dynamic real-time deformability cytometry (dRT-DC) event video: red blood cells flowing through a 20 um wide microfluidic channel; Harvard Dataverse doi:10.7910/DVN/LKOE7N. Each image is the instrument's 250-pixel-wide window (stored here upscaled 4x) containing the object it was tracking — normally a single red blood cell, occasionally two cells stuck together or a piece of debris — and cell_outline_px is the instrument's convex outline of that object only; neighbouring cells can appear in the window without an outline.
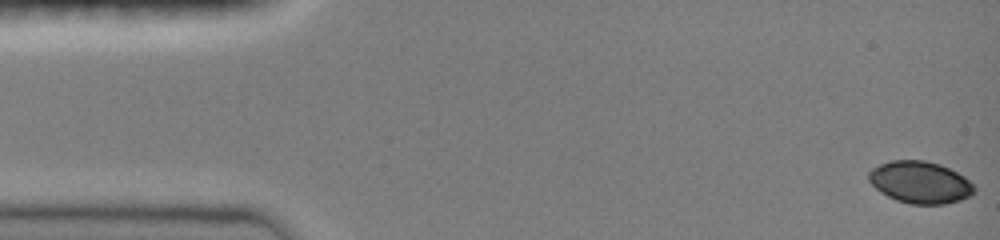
{"species": "common noctule bat (a hibernating species)", "species_latin": "Nyctalus noctula", "temperature_condition": "room temperature", "stored_images_in_passage": 44, "camera_frame_rate_fps": 3000, "um_per_image_px": 0.085, "animal": {"sex": "female", "body_mass_g": 19.0, "forearm_length_mm": 51.5}, "frame": {"image": 1, "passage_image": 1, "time_ms": 0.0, "image_size_px": [1000, 240], "cell_outline_px": [[976, 188], [968, 196], [960, 200], [944, 204], [912, 204], [896, 200], [880, 192], [868, 180], [868, 172], [872, 168], [880, 164], [892, 160], [924, 160], [940, 164], [964, 176]], "centroid_in_image_um": [78.18, 15.49], "position_along_channel_um": 6.8, "area_um2": 25.66}}
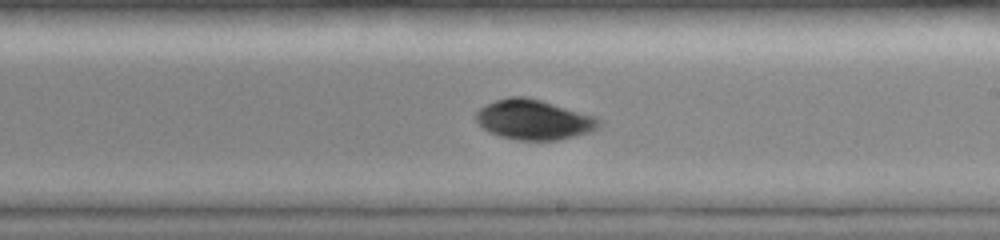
{"frame": {"image": 2, "passage_image": 28, "time_ms": 9.0, "image_size_px": [1000, 240], "cell_outline_px": [[600, 128], [592, 132], [556, 140], [520, 140], [500, 136], [488, 132], [476, 120], [476, 112], [484, 104], [508, 96], [528, 96], [596, 116], [600, 120]], "centroid_in_image_um": [45.39, 10.16], "position_along_channel_um": 243.6, "area_um2": 28.84}}
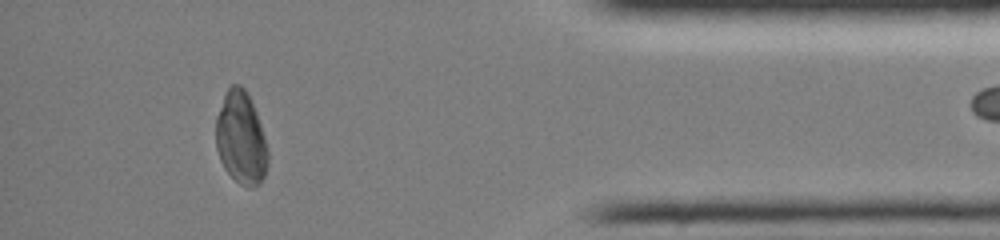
{"frame": {"image": 3, "passage_image": 43, "time_ms": 14.0, "image_size_px": [1000, 240], "cell_outline_px": [[268, 164], [264, 176], [260, 184], [252, 188], [248, 188], [240, 184], [224, 168], [220, 160], [216, 148], [216, 116], [224, 96], [228, 88], [232, 84], [240, 84], [244, 88], [256, 112], [268, 148]], "centroid_in_image_um": [20.49, 11.77], "position_along_channel_um": 414.7, "area_um2": 28.03}}